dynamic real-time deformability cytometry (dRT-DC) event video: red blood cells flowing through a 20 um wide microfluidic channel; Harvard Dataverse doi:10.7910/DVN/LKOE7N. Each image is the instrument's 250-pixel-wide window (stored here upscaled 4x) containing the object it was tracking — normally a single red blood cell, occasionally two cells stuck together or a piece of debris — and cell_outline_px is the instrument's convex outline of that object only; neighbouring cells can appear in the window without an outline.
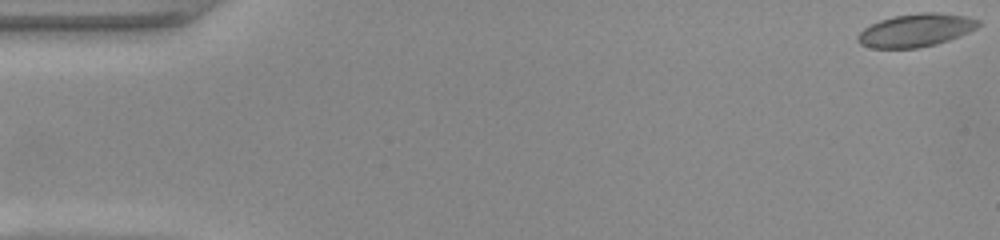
{"species": "common noctule bat (a hibernating species)", "species_latin": "Nyctalus noctula", "temperature_condition": "warm", "stored_images_in_passage": 12, "camera_frame_rate_fps": 3000, "um_per_image_px": 0.085, "animal": {"sex": "female", "body_mass_g": 22.0, "forearm_length_mm": 56.7}, "frame": {"image": 1, "passage_image": 1, "time_ms": 0.0, "image_size_px": [1000, 240], "cell_outline_px": [[980, 24], [976, 28], [960, 36], [936, 44], [916, 48], [872, 48], [860, 44], [856, 40], [856, 36], [864, 28], [880, 20], [896, 16], [920, 12], [936, 12], [968, 16], [980, 20]], "centroid_in_image_um": [77.85, 2.57], "position_along_channel_um": 7.1, "area_um2": 23.18}}